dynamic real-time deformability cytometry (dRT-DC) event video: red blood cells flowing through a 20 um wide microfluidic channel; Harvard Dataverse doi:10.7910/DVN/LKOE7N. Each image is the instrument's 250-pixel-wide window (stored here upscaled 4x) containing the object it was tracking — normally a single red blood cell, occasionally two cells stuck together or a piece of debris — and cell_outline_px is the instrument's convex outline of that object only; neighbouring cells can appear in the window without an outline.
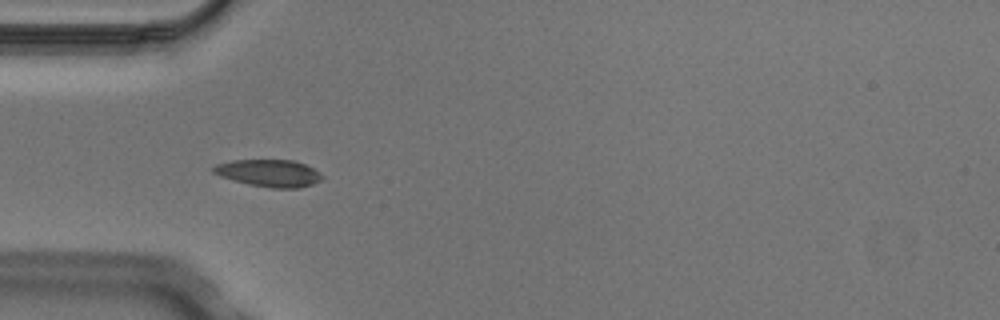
{"species": "Egyptian fruit bat (a non-hibernating species)", "species_latin": "Rousettus aegyptiacus", "temperature_condition": "cold", "stored_images_in_passage": 7, "camera_frame_rate_fps": 3000, "um_per_image_px": 0.085, "animal": {"sex": "male"}, "frame": {"image": 1, "passage_image": 4, "time_ms": 1.0, "image_size_px": [1000, 320], "cell_outline_px": [[324, 176], [320, 180], [312, 184], [300, 188], [272, 188], [248, 184], [220, 176], [212, 172], [212, 168], [216, 164], [232, 160], [292, 160], [304, 164], [320, 172]], "centroid_in_image_um": [22.86, 14.71], "position_along_channel_um": 62.1, "area_um2": 17.17}}
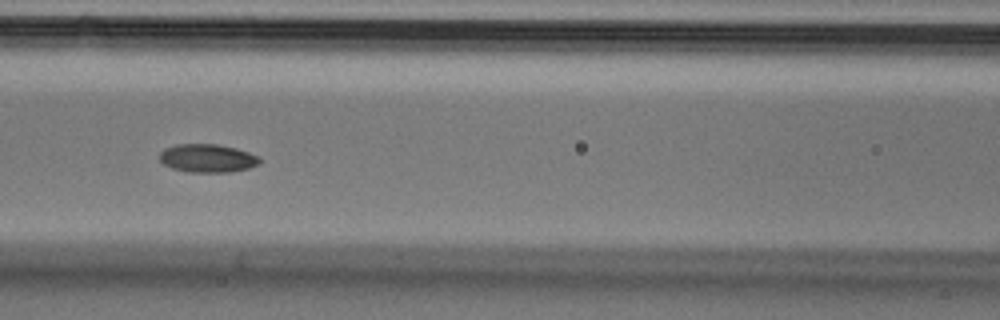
{"frame": {"image": 2, "passage_image": 6, "time_ms": 1.667, "image_size_px": [1000, 320], "cell_outline_px": [[260, 164], [248, 168], [228, 172], [188, 172], [172, 168], [164, 164], [160, 160], [160, 152], [164, 148], [176, 144], [216, 144], [236, 148], [260, 156]], "centroid_in_image_um": [17.64, 13.44], "position_along_channel_um": 149.0, "area_um2": 16.53}}
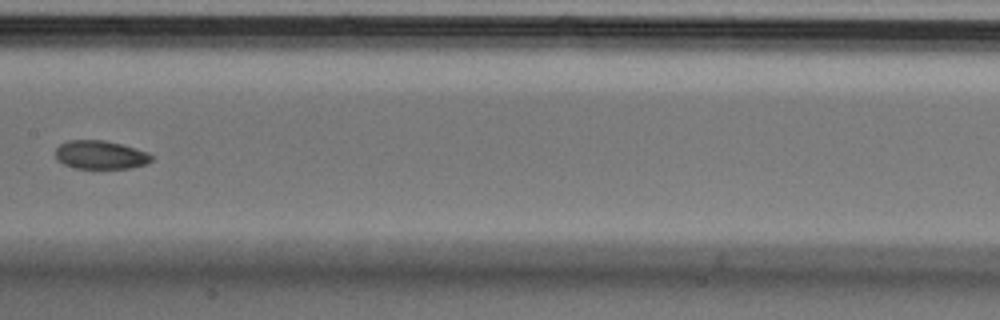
{"frame": {"image": 3, "passage_image": 7, "time_ms": 2.0, "image_size_px": [1000, 320], "cell_outline_px": [[152, 160], [148, 164], [132, 168], [76, 168], [64, 164], [56, 160], [56, 148], [60, 144], [68, 140], [104, 140], [120, 144], [148, 152], [152, 156]], "centroid_in_image_um": [8.54, 13.16], "position_along_channel_um": 198.9, "area_um2": 15.95}}